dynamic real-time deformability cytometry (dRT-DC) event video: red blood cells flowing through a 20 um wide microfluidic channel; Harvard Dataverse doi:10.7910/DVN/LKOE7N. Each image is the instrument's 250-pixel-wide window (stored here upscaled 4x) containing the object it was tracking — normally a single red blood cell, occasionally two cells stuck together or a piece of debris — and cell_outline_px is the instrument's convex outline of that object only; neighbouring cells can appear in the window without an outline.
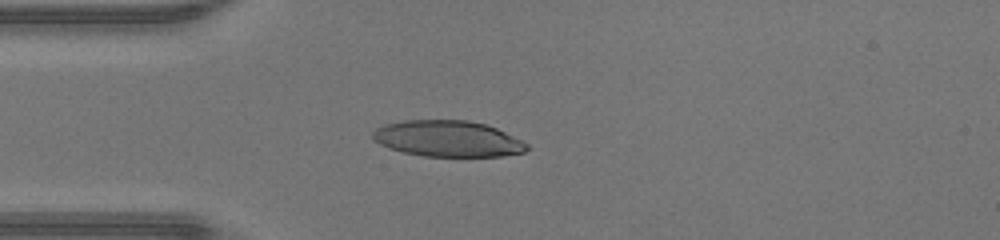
{"species": "human", "species_latin": "Homo sapiens", "temperature_condition": "warm", "stored_images_in_passage": 45, "camera_frame_rate_fps": 3000, "um_per_image_px": 0.085, "donor": {"sex": "male"}, "frame": {"image": 1, "passage_image": 11, "time_ms": 3.333, "image_size_px": [1000, 240], "cell_outline_px": [[528, 148], [524, 152], [500, 156], [424, 156], [404, 152], [388, 148], [372, 140], [372, 132], [376, 128], [384, 124], [404, 120], [468, 120], [484, 124], [496, 128], [528, 144]], "centroid_in_image_um": [38.01, 11.78], "position_along_channel_um": 47.0, "area_um2": 32.31}}
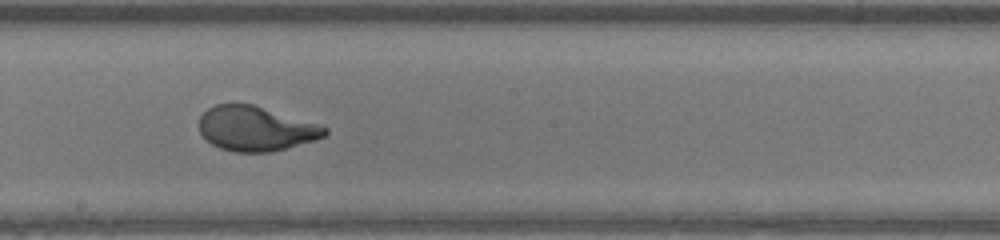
{"frame": {"image": 2, "passage_image": 24, "time_ms": 7.667, "image_size_px": [1000, 240], "cell_outline_px": [[328, 132], [324, 136], [316, 140], [272, 152], [232, 152], [220, 148], [212, 144], [200, 132], [200, 116], [208, 108], [216, 104], [252, 104], [316, 124], [328, 128]], "centroid_in_image_um": [21.72, 10.95], "position_along_channel_um": 226.5, "area_um2": 32.31}}
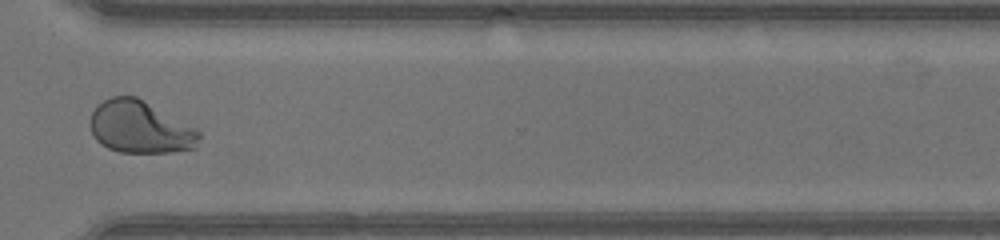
{"frame": {"image": 3, "passage_image": 33, "time_ms": 10.667, "image_size_px": [1000, 240], "cell_outline_px": [[200, 136], [196, 148], [172, 152], [120, 152], [108, 148], [100, 144], [92, 136], [88, 124], [88, 120], [92, 112], [104, 100], [112, 96], [136, 96], [196, 128], [200, 132]], "centroid_in_image_um": [11.88, 10.82], "position_along_channel_um": 358.7, "area_um2": 33.35}, "authors_computed_cell_mechanics": {"area_um2": 33.4662, "velocity_mm_per_s": 4.4226, "shape_relaxation_time_tau1_ms": 4.3383, "shape_relaxation_time_tau2_ms": null, "deformation_change_tau1": 0.2725, "deformation_change_tau2": null}}